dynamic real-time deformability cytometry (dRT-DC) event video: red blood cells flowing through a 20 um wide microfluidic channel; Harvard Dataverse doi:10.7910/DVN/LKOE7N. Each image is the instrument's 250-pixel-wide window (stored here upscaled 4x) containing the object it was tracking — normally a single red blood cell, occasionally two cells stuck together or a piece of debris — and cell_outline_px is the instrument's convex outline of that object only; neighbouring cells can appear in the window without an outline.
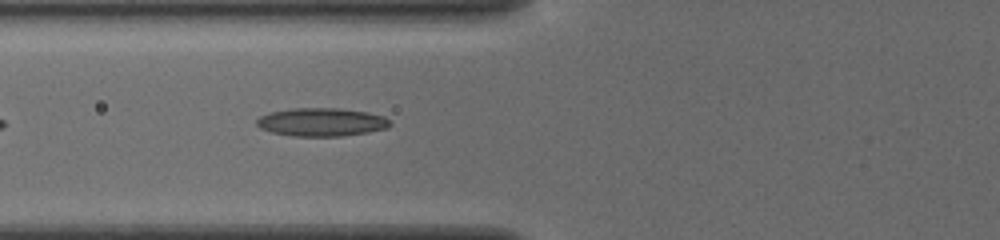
{"species": "common noctule bat (a hibernating species)", "species_latin": "Nyctalus noctula", "temperature_condition": "cold", "stored_images_in_passage": 22, "camera_frame_rate_fps": 3000, "um_per_image_px": 0.085, "animal": {"sex": "female", "body_mass_g": 19.5, "forearm_length_mm": 54.1}, "frame": {"image": 1, "passage_image": 7, "time_ms": 2.0, "image_size_px": [1000, 240], "cell_outline_px": [[392, 124], [388, 128], [368, 132], [340, 136], [292, 136], [272, 132], [260, 128], [256, 124], [256, 120], [260, 116], [268, 112], [292, 108], [340, 108], [368, 112], [384, 116]], "centroid_in_image_um": [27.32, 10.37], "position_along_channel_um": 98.5, "area_um2": 22.08}}
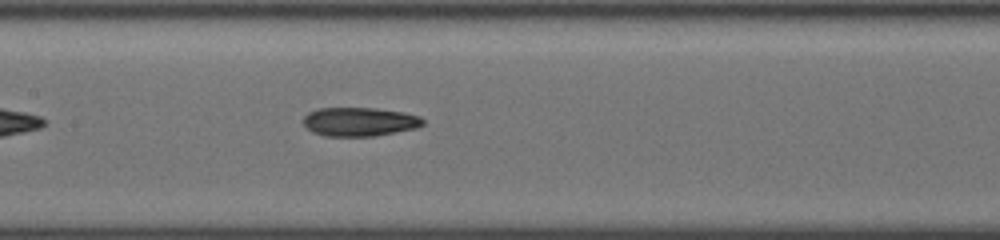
{"frame": {"image": 2, "passage_image": 13, "time_ms": 4.0, "image_size_px": [1000, 240], "cell_outline_px": [[424, 124], [416, 128], [376, 136], [324, 136], [312, 132], [304, 124], [304, 116], [308, 112], [320, 108], [376, 108], [404, 112], [420, 116], [424, 120]], "centroid_in_image_um": [30.57, 10.35], "position_along_channel_um": 176.8, "area_um2": 20.17}}
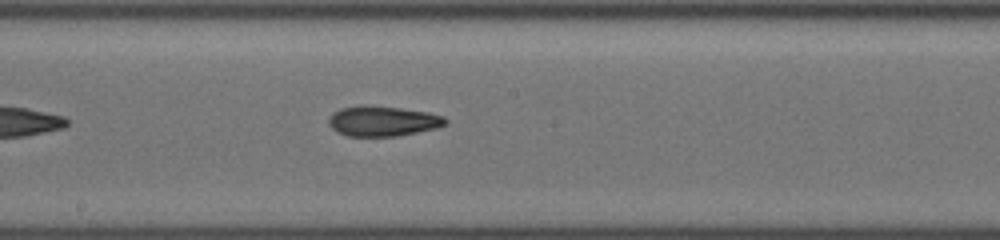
{"frame": {"image": 3, "passage_image": 16, "time_ms": 5.0, "image_size_px": [1000, 240], "cell_outline_px": [[448, 124], [436, 128], [396, 136], [348, 136], [336, 132], [328, 124], [328, 120], [332, 112], [340, 108], [364, 104], [372, 104], [428, 112], [444, 116], [448, 120]], "centroid_in_image_um": [32.51, 10.27], "position_along_channel_um": 215.7, "area_um2": 20.87}}